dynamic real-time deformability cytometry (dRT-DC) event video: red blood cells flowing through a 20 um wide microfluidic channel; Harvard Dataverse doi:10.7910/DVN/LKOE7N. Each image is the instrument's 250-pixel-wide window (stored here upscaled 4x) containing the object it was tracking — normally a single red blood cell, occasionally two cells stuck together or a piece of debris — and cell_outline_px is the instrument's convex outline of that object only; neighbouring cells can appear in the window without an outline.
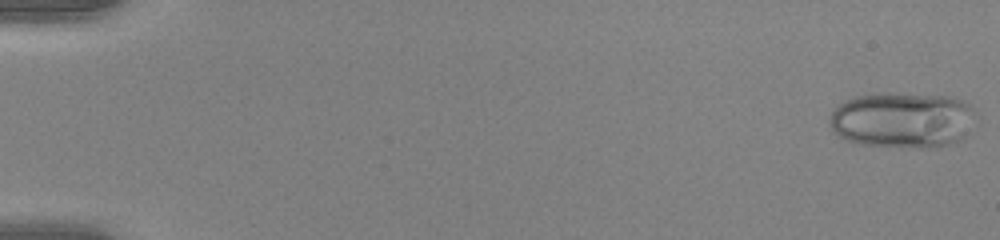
{"species": "human", "species_latin": "Homo sapiens", "temperature_condition": "warm", "stored_images_in_passage": 52, "camera_frame_rate_fps": 3000, "um_per_image_px": 0.085, "donor": {"sex": "female"}, "frame": {"image": 1, "passage_image": 1, "time_ms": 0.0, "image_size_px": [1000, 240], "cell_outline_px": [[976, 116], [964, 140], [956, 144], [936, 148], [920, 148], [860, 144], [848, 140], [832, 132], [828, 124], [828, 120], [832, 112], [840, 104], [856, 96], [884, 92], [888, 92], [948, 96], [964, 100], [972, 108]], "centroid_in_image_um": [76.75, 10.21], "position_along_channel_um": 8.2, "area_um2": 48.38}}
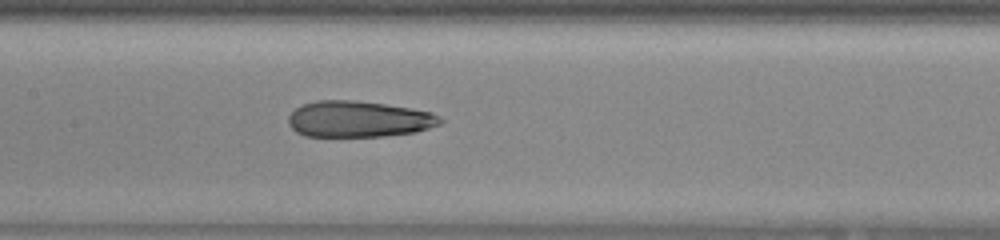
{"frame": {"image": 2, "passage_image": 27, "time_ms": 8.667, "image_size_px": [1000, 240], "cell_outline_px": [[444, 120], [440, 124], [416, 132], [384, 136], [304, 136], [296, 132], [288, 124], [288, 116], [296, 108], [304, 104], [316, 100], [356, 100], [384, 104], [432, 112], [440, 116]], "centroid_in_image_um": [30.48, 10.12], "position_along_channel_um": 176.9, "area_um2": 32.02}}
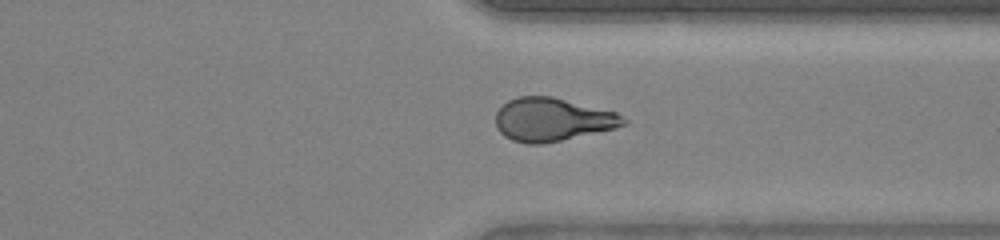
{"frame": {"image": 3, "passage_image": 41, "time_ms": 13.333, "image_size_px": [1000, 240], "cell_outline_px": [[628, 124], [616, 128], [560, 140], [540, 144], [528, 144], [512, 140], [504, 136], [496, 128], [496, 112], [508, 100], [520, 96], [552, 96], [616, 112], [628, 120]], "centroid_in_image_um": [46.95, 10.16], "position_along_channel_um": 364.5, "area_um2": 32.14}, "authors_computed_cell_mechanics": {"area_um2": 32.7148, "velocity_mm_per_s": 4.0165, "shape_relaxation_time_tau1_ms": 10.079, "shape_relaxation_time_tau2_ms": 2.0947, "deformation_change_tau1": 0.2979, "deformation_change_tau2": 0.0975}}